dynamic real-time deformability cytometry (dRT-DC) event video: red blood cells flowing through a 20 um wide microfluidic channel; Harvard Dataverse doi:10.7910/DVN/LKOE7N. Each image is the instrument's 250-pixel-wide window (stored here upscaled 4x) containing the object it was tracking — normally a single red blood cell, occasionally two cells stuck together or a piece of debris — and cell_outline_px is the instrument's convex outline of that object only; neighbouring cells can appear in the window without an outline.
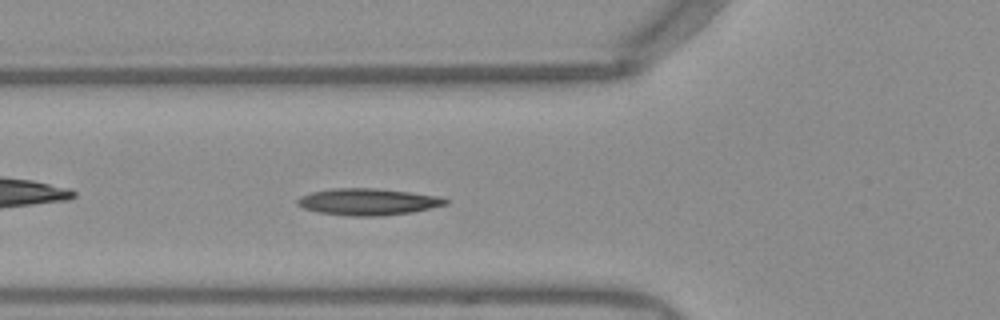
{"species": "Egyptian fruit bat (a non-hibernating species)", "species_latin": "Rousettus aegyptiacus", "temperature_condition": "warm", "stored_images_in_passage": 51, "camera_frame_rate_fps": 3000, "um_per_image_px": 0.085, "frame": {"image": 1, "passage_image": 18, "time_ms": 5.667, "image_size_px": [1000, 320], "cell_outline_px": [[448, 204], [412, 212], [380, 216], [348, 216], [320, 212], [304, 208], [296, 204], [296, 200], [300, 196], [312, 192], [336, 188], [376, 188], [408, 192], [436, 196], [448, 200]], "centroid_in_image_um": [31.25, 17.15], "position_along_channel_um": 94.6, "area_um2": 22.83}}
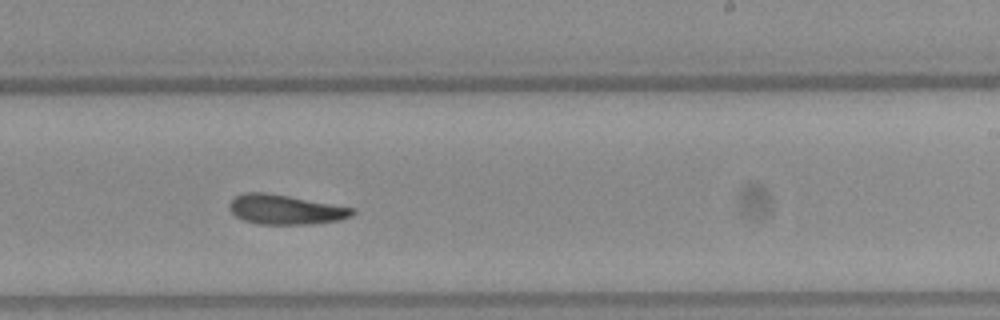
{"frame": {"image": 2, "passage_image": 31, "time_ms": 10.0, "image_size_px": [1000, 320], "cell_outline_px": [[356, 212], [352, 216], [340, 220], [312, 224], [260, 224], [244, 220], [236, 216], [232, 212], [228, 204], [236, 196], [244, 192], [264, 192], [288, 196], [356, 208]], "centroid_in_image_um": [24.3, 17.81], "position_along_channel_um": 264.7, "area_um2": 21.21}}
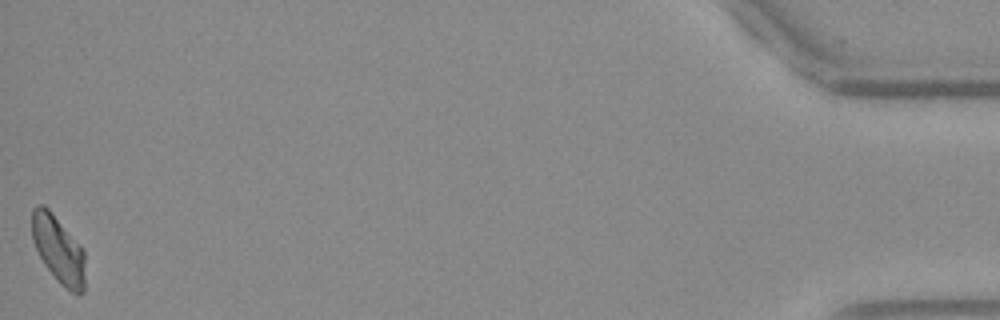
{"frame": {"image": 3, "passage_image": 51, "time_ms": 16.667, "image_size_px": [1000, 320], "cell_outline_px": [[84, 292], [72, 292], [60, 284], [56, 280], [44, 264], [32, 240], [32, 208], [36, 204], [44, 204], [52, 212], [84, 248]], "centroid_in_image_um": [4.95, 21.17], "position_along_channel_um": 430.2, "area_um2": 20.92}, "authors_computed_cell_mechanics": {"area_um2": 21.2704, "velocity_mm_per_s": 3.917, "shape_relaxation_time_tau1_ms": null, "shape_relaxation_time_tau2_ms": 4.8473, "deformation_change_tau1": null, "deformation_change_tau2": 0.1187}}